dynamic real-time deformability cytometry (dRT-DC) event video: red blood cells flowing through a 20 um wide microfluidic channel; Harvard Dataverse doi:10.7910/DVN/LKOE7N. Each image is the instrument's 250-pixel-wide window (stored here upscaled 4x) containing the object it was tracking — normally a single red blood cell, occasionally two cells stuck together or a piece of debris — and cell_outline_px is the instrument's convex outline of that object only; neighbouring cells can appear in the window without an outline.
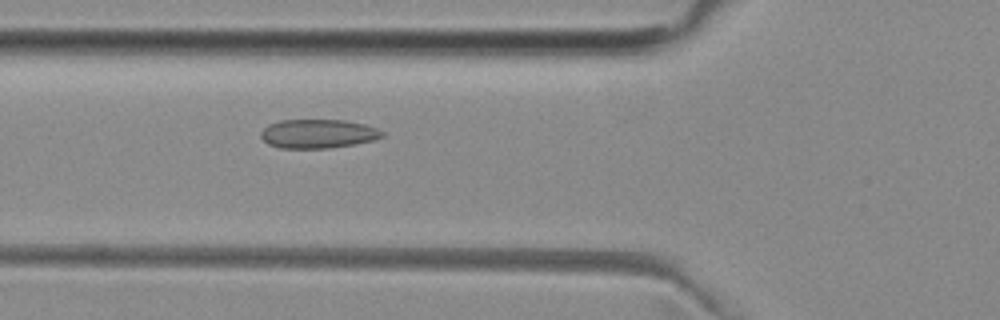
{"species": "common noctule bat (a hibernating species)", "species_latin": "Nyctalus noctula", "temperature_condition": "room temperature", "stored_images_in_passage": 39, "camera_frame_rate_fps": 3000, "um_per_image_px": 0.085, "animal": {"sex": "female", "body_mass_g": 29.2, "forearm_length_mm": 56.3}, "frame": {"image": 1, "passage_image": 6, "time_ms": 1.667, "image_size_px": [1000, 320], "cell_outline_px": [[384, 136], [376, 140], [356, 144], [328, 148], [280, 148], [268, 144], [260, 136], [260, 132], [268, 124], [280, 120], [344, 120], [364, 124], [376, 128], [384, 132]], "centroid_in_image_um": [27.04, 11.37], "position_along_channel_um": 98.8, "area_um2": 20.58}}
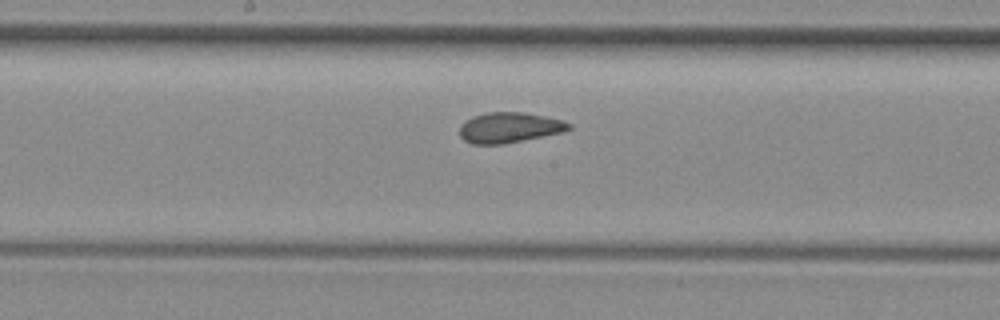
{"frame": {"image": 2, "passage_image": 14, "time_ms": 4.333, "image_size_px": [1000, 320], "cell_outline_px": [[572, 128], [564, 132], [504, 144], [472, 144], [464, 140], [460, 136], [460, 124], [464, 120], [472, 116], [488, 112], [524, 112], [564, 120], [572, 124]], "centroid_in_image_um": [43.3, 10.84], "position_along_channel_um": 204.9, "area_um2": 19.59}}
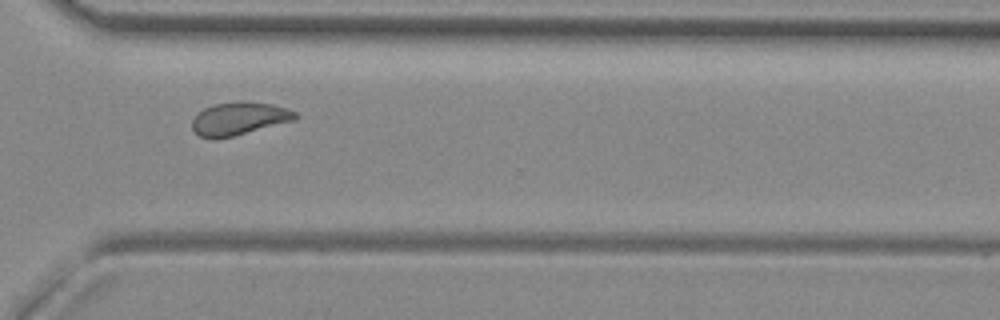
{"frame": {"image": 3, "passage_image": 25, "time_ms": 8.0, "image_size_px": [1000, 320], "cell_outline_px": [[300, 116], [296, 120], [216, 140], [212, 140], [200, 136], [192, 128], [192, 120], [204, 108], [216, 104], [240, 100], [248, 100], [272, 104], [296, 112]], "centroid_in_image_um": [20.34, 10.08], "position_along_channel_um": 350.3, "area_um2": 19.94}, "authors_computed_cell_mechanics": {"area_um2": 19.7098, "velocity_mm_per_s": 3.9669, "shape_relaxation_time_tau1_ms": null, "shape_relaxation_time_tau2_ms": 1.1815, "deformation_change_tau1": null, "deformation_change_tau2": 0.0806}}